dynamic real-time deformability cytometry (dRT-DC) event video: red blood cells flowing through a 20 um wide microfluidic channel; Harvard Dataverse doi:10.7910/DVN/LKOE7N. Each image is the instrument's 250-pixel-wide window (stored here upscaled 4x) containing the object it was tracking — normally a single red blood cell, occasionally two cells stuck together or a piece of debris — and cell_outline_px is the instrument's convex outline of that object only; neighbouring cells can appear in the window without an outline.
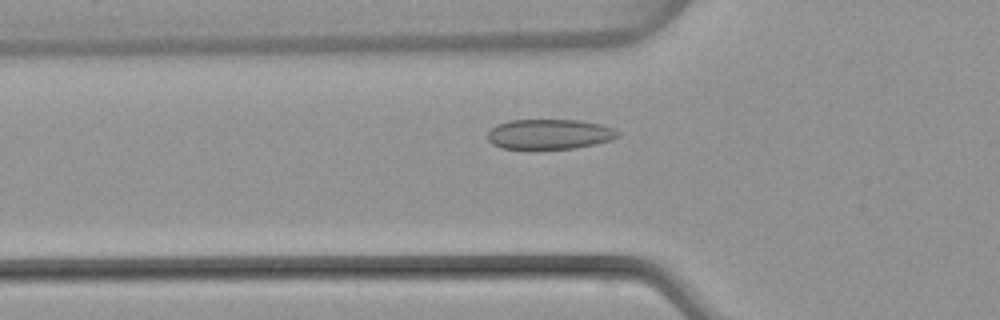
{"species": "common noctule bat (a hibernating species)", "species_latin": "Nyctalus noctula", "temperature_condition": "warm", "stored_images_in_passage": 46, "camera_frame_rate_fps": 3000, "um_per_image_px": 0.085, "animal": {"sex": "female", "body_mass_g": 22.7, "forearm_length_mm": 54.2}, "frame": {"image": 1, "passage_image": 13, "time_ms": 4.0, "image_size_px": [1000, 320], "cell_outline_px": [[620, 136], [612, 140], [596, 144], [576, 148], [500, 148], [492, 144], [488, 140], [488, 132], [496, 124], [508, 120], [576, 120], [600, 124], [612, 128], [620, 132]], "centroid_in_image_um": [46.71, 11.4], "position_along_channel_um": 79.1, "area_um2": 22.77}}
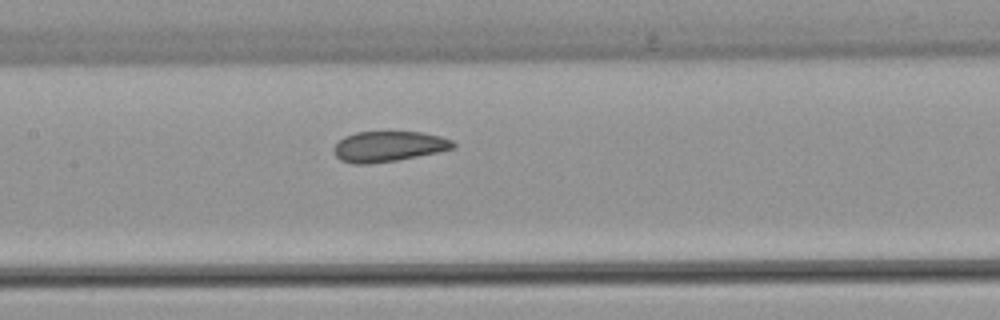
{"frame": {"image": 2, "passage_image": 20, "time_ms": 6.333, "image_size_px": [1000, 320], "cell_outline_px": [[456, 144], [452, 148], [436, 152], [396, 160], [372, 164], [352, 164], [340, 160], [336, 156], [332, 148], [344, 136], [356, 132], [424, 132], [440, 136], [452, 140]], "centroid_in_image_um": [32.98, 12.44], "position_along_channel_um": 174.4, "area_um2": 21.1}}
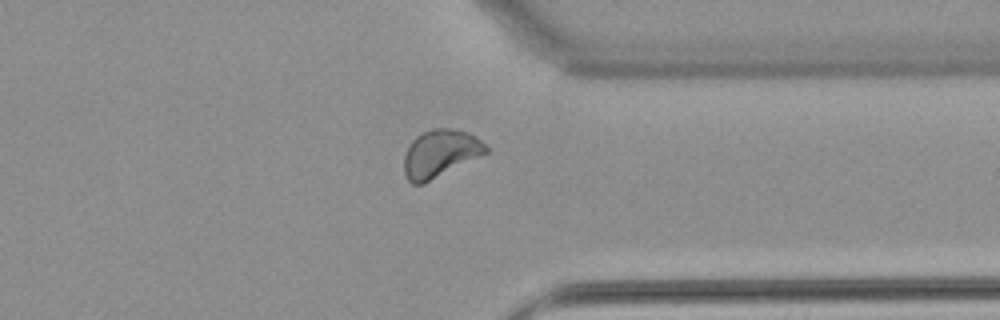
{"frame": {"image": 3, "passage_image": 35, "time_ms": 11.333, "image_size_px": [1000, 320], "cell_outline_px": [[488, 152], [424, 184], [412, 184], [408, 180], [404, 172], [404, 156], [412, 140], [416, 136], [432, 128], [452, 128], [468, 132], [480, 140], [488, 148]], "centroid_in_image_um": [37.4, 13.05], "position_along_channel_um": 374.0, "area_um2": 22.54}, "authors_computed_cell_mechanics": {"area_um2": 22.0507, "velocity_mm_per_s": 4.0491, "shape_relaxation_time_tau1_ms": 7.3773, "shape_relaxation_time_tau2_ms": 1.2393, "deformation_change_tau1": 0.1193, "deformation_change_tau2": 0.0527}}